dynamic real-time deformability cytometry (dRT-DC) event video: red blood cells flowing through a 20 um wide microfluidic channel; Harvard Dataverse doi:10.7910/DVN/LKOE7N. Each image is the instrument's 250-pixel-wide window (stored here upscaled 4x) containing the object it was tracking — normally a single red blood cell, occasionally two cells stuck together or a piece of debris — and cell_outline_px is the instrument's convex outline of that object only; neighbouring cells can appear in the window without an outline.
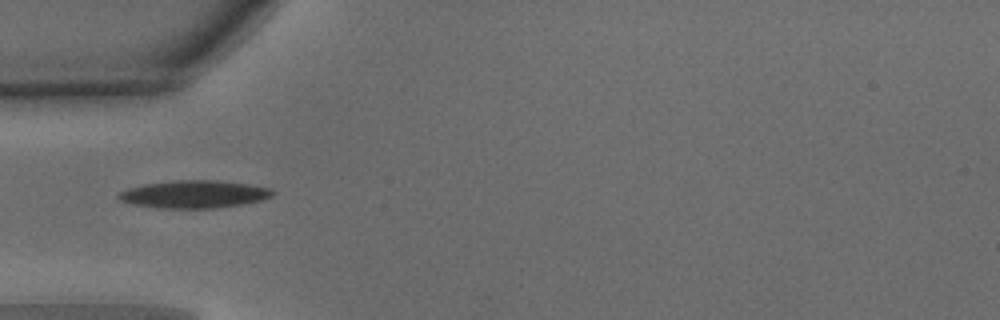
{"species": "common noctule bat (a hibernating species)", "species_latin": "Nyctalus noctula", "temperature_condition": "warm", "stored_images_in_passage": 13, "camera_frame_rate_fps": 3000, "um_per_image_px": 0.085, "animal": {"sex": "male", "body_mass_g": 15.6}, "frame": {"image": 1, "passage_image": 1, "time_ms": 0.0, "image_size_px": [1000, 320], "cell_outline_px": [[276, 192], [272, 196], [260, 200], [240, 204], [216, 208], [160, 208], [136, 204], [120, 200], [116, 196], [120, 192], [128, 188], [144, 184], [172, 180], [216, 180], [248, 184], [272, 188]], "centroid_in_image_um": [16.52, 16.5], "position_along_channel_um": 68.5, "area_um2": 24.68}}
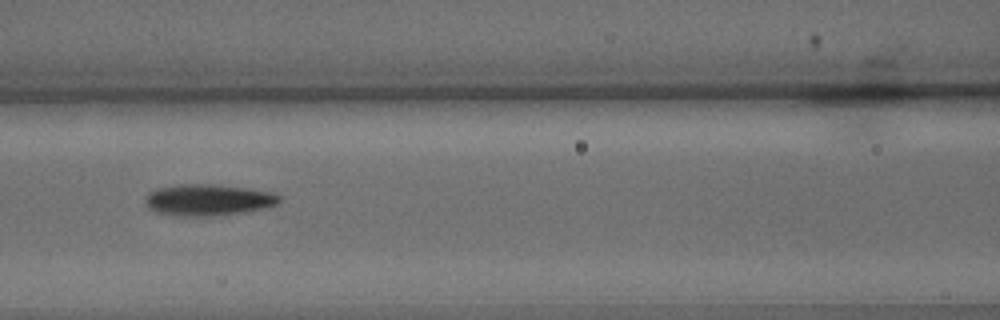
{"frame": {"image": 2, "passage_image": 7, "time_ms": 2.0, "image_size_px": [1000, 320], "cell_outline_px": [[280, 200], [276, 204], [264, 208], [244, 212], [216, 216], [180, 216], [156, 212], [148, 208], [144, 200], [148, 192], [156, 188], [180, 184], [216, 184], [272, 192], [280, 196]], "centroid_in_image_um": [17.65, 16.99], "position_along_channel_um": 148.9, "area_um2": 24.62}}
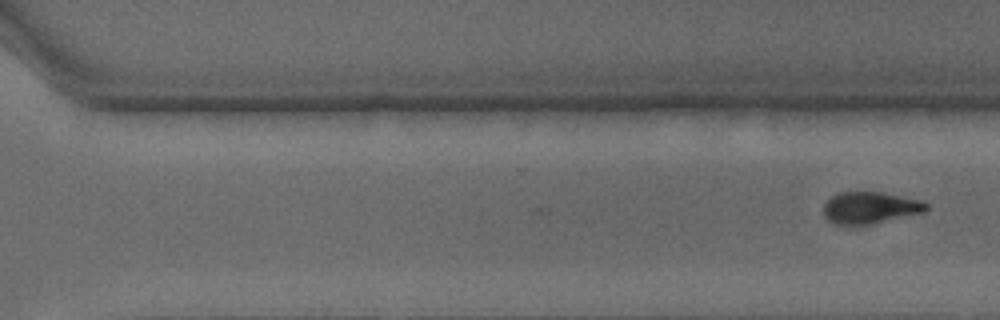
{"frame": {"image": 3, "passage_image": 13, "time_ms": 4.0, "image_size_px": [1000, 320], "cell_outline_px": [[928, 208], [924, 212], [872, 224], [836, 224], [828, 220], [824, 216], [824, 204], [836, 192], [880, 192], [920, 200], [928, 204]], "centroid_in_image_um": [73.95, 17.65], "position_along_channel_um": 296.7, "area_um2": 18.84}}